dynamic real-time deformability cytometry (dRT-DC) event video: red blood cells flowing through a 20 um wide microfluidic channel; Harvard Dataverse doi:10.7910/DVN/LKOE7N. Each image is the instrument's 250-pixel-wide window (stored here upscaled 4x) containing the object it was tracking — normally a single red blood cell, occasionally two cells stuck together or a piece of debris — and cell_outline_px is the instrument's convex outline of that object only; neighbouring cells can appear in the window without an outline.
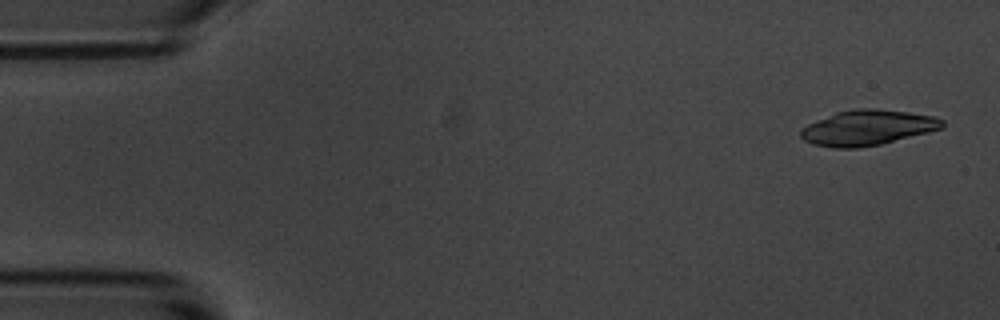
{"species": "common noctule bat (a hibernating species)", "species_latin": "Nyctalus noctula", "temperature_condition": "room temperature", "stored_images_in_passage": 49, "camera_frame_rate_fps": 3000, "um_per_image_px": 0.085, "animal": {"sex": "male", "body_mass_g": 20.1, "forearm_length_mm": 53.5}, "frame": {"image": 1, "passage_image": 2, "time_ms": 0.333, "image_size_px": [1000, 320], "cell_outline_px": [[944, 124], [940, 128], [928, 132], [880, 144], [856, 148], [832, 148], [816, 144], [804, 140], [800, 136], [800, 128], [808, 124], [836, 112], [856, 108], [876, 108], [908, 112], [936, 116], [944, 120]], "centroid_in_image_um": [73.73, 10.84], "position_along_channel_um": 11.3, "area_um2": 28.96}}